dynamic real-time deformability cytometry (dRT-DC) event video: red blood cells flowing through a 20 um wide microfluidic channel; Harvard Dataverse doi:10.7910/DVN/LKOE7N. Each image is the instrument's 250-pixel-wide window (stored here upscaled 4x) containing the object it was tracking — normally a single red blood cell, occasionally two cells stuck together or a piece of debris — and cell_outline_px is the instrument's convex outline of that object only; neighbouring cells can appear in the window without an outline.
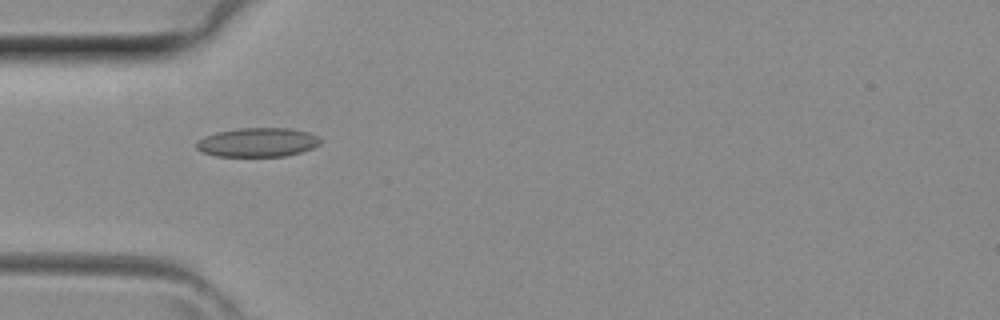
{"species": "common noctule bat (a hibernating species)", "species_latin": "Nyctalus noctula", "temperature_condition": "room temperature", "stored_images_in_passage": 1, "camera_frame_rate_fps": 3000, "um_per_image_px": 0.085, "animal": {"sex": "female", "body_mass_g": 29.2, "forearm_length_mm": 56.3}, "frame": {"image": 1, "passage_image": 1, "time_ms": 0.0, "image_size_px": [1000, 320], "cell_outline_px": [[320, 144], [312, 148], [300, 152], [284, 156], [216, 156], [200, 152], [196, 148], [196, 144], [204, 136], [216, 132], [240, 128], [292, 128], [308, 132], [320, 136]], "centroid_in_image_um": [21.9, 12.09], "position_along_channel_um": 63.1, "area_um2": 21.04}}